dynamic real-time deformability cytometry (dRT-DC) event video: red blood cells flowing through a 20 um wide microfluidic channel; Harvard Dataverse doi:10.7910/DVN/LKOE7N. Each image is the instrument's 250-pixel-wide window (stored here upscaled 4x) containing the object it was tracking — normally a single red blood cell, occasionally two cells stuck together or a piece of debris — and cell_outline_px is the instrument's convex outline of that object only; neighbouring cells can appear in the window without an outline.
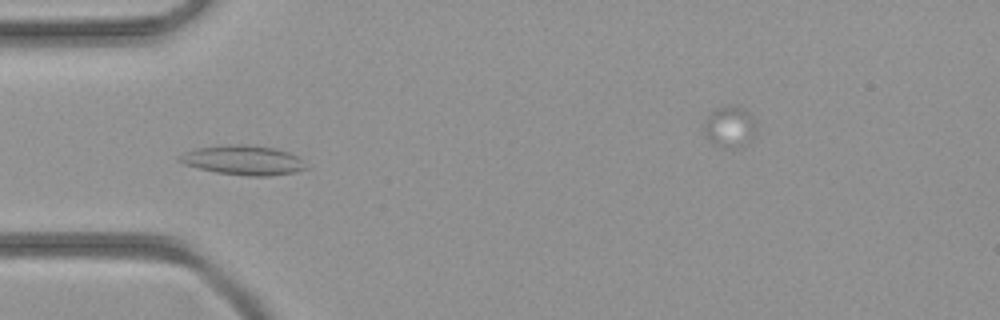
{"species": "common noctule bat (a hibernating species)", "species_latin": "Nyctalus noctula", "temperature_condition": "room temperature", "stored_images_in_passage": 33, "camera_frame_rate_fps": 3000, "um_per_image_px": 0.085, "animal": {"sex": "female", "body_mass_g": 21.9}, "frame": {"image": 1, "passage_image": 9, "time_ms": 2.667, "image_size_px": [1000, 320], "cell_outline_px": [[308, 168], [296, 172], [268, 176], [248, 176], [216, 172], [184, 164], [176, 160], [176, 156], [184, 152], [196, 148], [224, 144], [248, 144], [276, 148], [288, 152], [296, 156]], "centroid_in_image_um": [20.62, 13.6], "position_along_channel_um": 64.4, "area_um2": 21.91}}
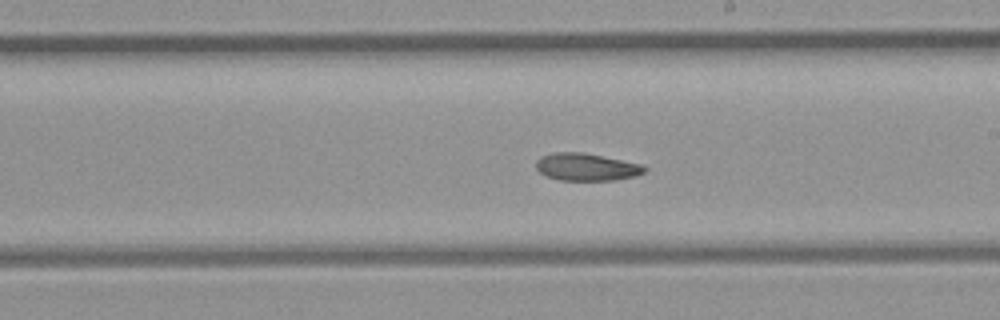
{"frame": {"image": 2, "passage_image": 20, "time_ms": 6.333, "image_size_px": [1000, 320], "cell_outline_px": [[648, 168], [644, 172], [636, 176], [616, 180], [560, 180], [548, 176], [540, 172], [536, 168], [536, 160], [540, 156], [552, 152], [584, 152], [640, 164]], "centroid_in_image_um": [49.83, 14.19], "position_along_channel_um": 239.2, "area_um2": 17.34}}
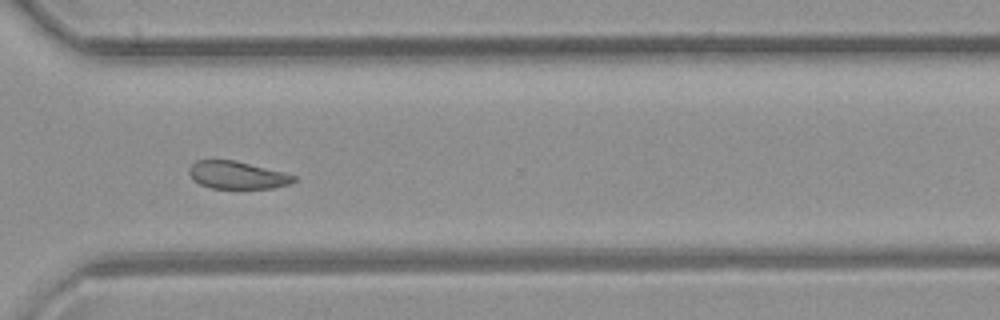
{"frame": {"image": 3, "passage_image": 27, "time_ms": 8.667, "image_size_px": [1000, 320], "cell_outline_px": [[296, 180], [288, 184], [272, 188], [212, 188], [200, 184], [192, 180], [188, 172], [188, 168], [196, 160], [236, 160], [284, 172], [296, 176]], "centroid_in_image_um": [20.13, 14.87], "position_along_channel_um": 350.5, "area_um2": 16.88}}